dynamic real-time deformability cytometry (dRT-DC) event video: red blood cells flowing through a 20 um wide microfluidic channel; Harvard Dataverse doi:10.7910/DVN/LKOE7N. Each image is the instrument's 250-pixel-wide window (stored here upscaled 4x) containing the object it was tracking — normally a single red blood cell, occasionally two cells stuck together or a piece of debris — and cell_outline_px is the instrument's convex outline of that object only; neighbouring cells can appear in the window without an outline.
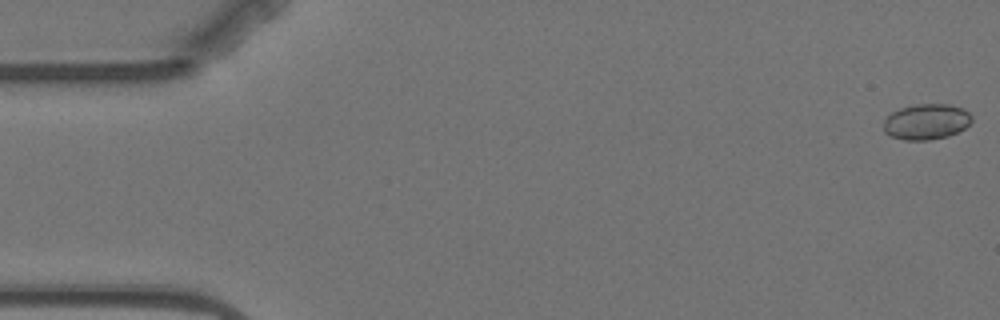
{"species": "Egyptian fruit bat (a non-hibernating species)", "species_latin": "Rousettus aegyptiacus", "temperature_condition": "warm", "stored_images_in_passage": 5, "camera_frame_rate_fps": 3000, "um_per_image_px": 0.085, "animal": {"sex": "female"}, "frame": {"image": 1, "passage_image": 1, "time_ms": 0.0, "image_size_px": [1000, 320], "cell_outline_px": [[972, 120], [964, 128], [948, 136], [928, 140], [904, 140], [892, 136], [884, 132], [884, 120], [892, 112], [900, 108], [916, 104], [948, 104], [964, 108], [972, 116]], "centroid_in_image_um": [78.74, 10.34], "position_along_channel_um": 6.3, "area_um2": 18.26}}
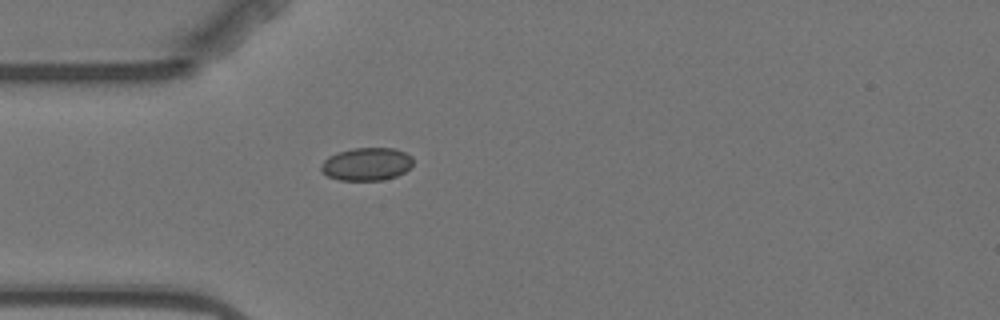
{"frame": {"image": 2, "passage_image": 5, "time_ms": 5.0, "image_size_px": [1000, 320], "cell_outline_px": [[412, 164], [404, 172], [396, 176], [384, 180], [340, 180], [328, 176], [320, 172], [320, 168], [324, 160], [328, 156], [336, 152], [352, 148], [396, 148], [412, 156]], "centroid_in_image_um": [31.14, 13.94], "position_along_channel_um": 53.9, "area_um2": 17.74}}